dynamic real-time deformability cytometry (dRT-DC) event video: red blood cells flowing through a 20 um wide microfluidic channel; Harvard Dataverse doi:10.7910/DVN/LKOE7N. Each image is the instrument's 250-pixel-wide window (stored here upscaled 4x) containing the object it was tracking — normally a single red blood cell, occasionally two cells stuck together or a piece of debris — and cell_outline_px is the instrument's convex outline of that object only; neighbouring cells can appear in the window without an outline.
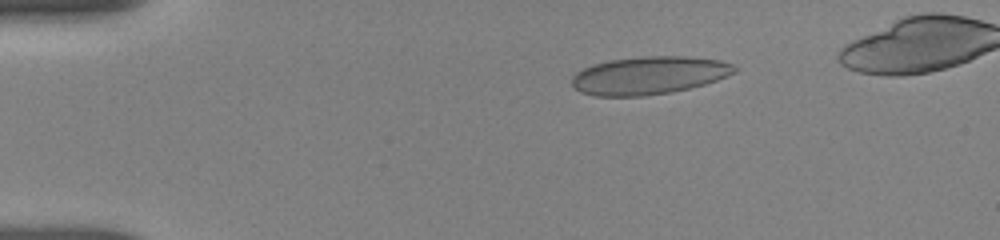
{"species": "human", "species_latin": "Homo sapiens", "temperature_condition": "room temperature", "stored_images_in_passage": 7, "camera_frame_rate_fps": 3000, "um_per_image_px": 0.085, "donor": {"sex": "female"}, "frame": {"image": 1, "passage_image": 3, "time_ms": 2.333, "image_size_px": [1000, 240], "cell_outline_px": [[740, 68], [736, 72], [728, 76], [704, 84], [672, 92], [644, 96], [592, 96], [580, 92], [572, 84], [572, 76], [576, 72], [592, 64], [608, 60], [640, 56], [688, 56], [720, 60], [732, 64]], "centroid_in_image_um": [55.17, 6.4], "position_along_channel_um": 29.8, "area_um2": 36.24}}
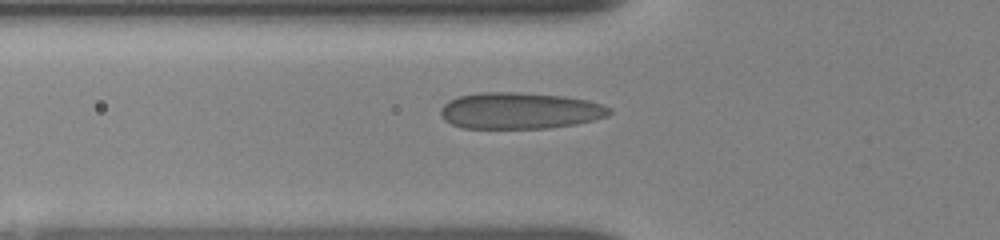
{"frame": {"image": 2, "passage_image": 7, "time_ms": 5.333, "image_size_px": [1000, 240], "cell_outline_px": [[612, 112], [608, 116], [576, 124], [552, 128], [464, 128], [452, 124], [444, 120], [440, 116], [440, 108], [448, 100], [460, 96], [480, 92], [516, 92], [564, 96], [588, 100], [612, 108]], "centroid_in_image_um": [44.18, 9.41], "position_along_channel_um": 81.6, "area_um2": 36.01}}